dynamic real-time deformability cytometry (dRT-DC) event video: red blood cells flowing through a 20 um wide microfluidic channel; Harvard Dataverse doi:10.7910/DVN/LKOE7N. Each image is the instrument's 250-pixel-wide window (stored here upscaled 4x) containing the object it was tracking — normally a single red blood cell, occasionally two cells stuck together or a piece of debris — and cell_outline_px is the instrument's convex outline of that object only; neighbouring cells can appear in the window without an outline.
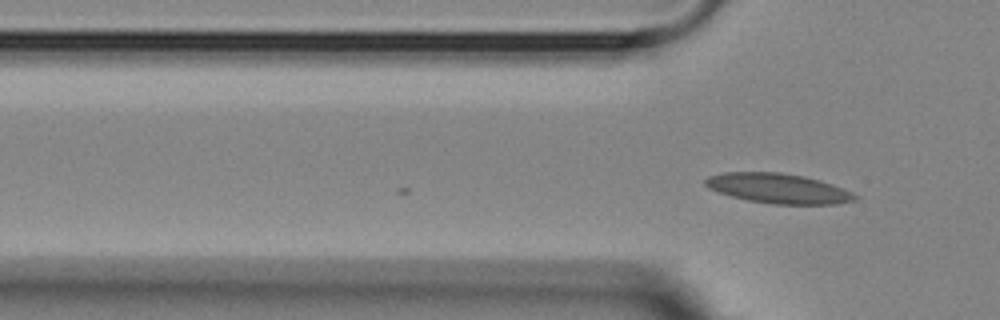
{"species": "Egyptian fruit bat (a non-hibernating species)", "species_latin": "Rousettus aegyptiacus", "temperature_condition": "room temperature", "stored_images_in_passage": 4, "camera_frame_rate_fps": 3000, "um_per_image_px": 0.085, "animal": {"sex": "female"}, "frame": {"image": 1, "passage_image": 4, "time_ms": 1.0, "image_size_px": [1000, 320], "cell_outline_px": [[856, 200], [836, 204], [772, 204], [748, 200], [732, 196], [708, 188], [704, 184], [704, 180], [708, 176], [724, 172], [780, 172], [804, 176], [820, 180], [832, 184], [852, 192], [856, 196]], "centroid_in_image_um": [66.14, 16.01], "position_along_channel_um": 59.7, "area_um2": 25.95}}